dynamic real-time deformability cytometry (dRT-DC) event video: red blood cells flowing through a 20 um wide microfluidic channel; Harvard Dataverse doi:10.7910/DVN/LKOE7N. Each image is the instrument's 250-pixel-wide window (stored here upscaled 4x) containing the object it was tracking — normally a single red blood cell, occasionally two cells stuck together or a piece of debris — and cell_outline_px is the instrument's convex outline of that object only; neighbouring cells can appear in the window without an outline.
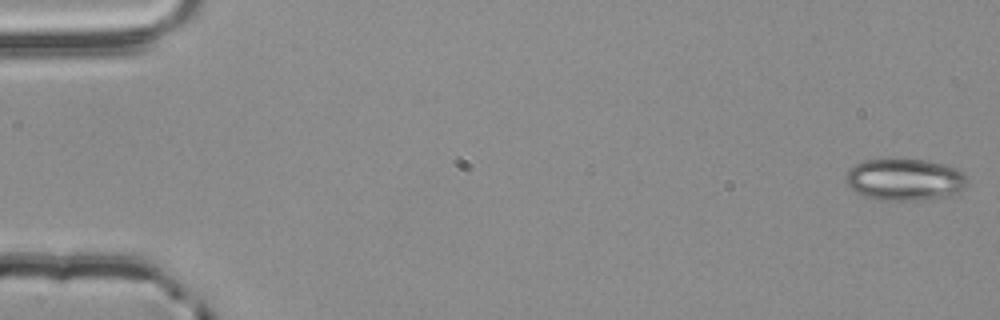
{"species": "common noctule bat (a hibernating species)", "species_latin": "Nyctalus noctula", "temperature_condition": "room temperature", "stored_images_in_passage": 50, "camera_frame_rate_fps": 3000, "um_per_image_px": 0.085, "animal": {"sex": "male", "body_mass_g": 20.4}, "frame": {"image": 1, "passage_image": 1, "time_ms": 0.0, "image_size_px": [1000, 320], "cell_outline_px": [[968, 184], [960, 192], [944, 196], [912, 200], [880, 200], [864, 196], [856, 192], [848, 184], [844, 176], [856, 164], [864, 160], [924, 160], [944, 164], [964, 172], [968, 180]], "centroid_in_image_um": [76.93, 15.27], "position_along_channel_um": 8.1, "area_um2": 29.25}}
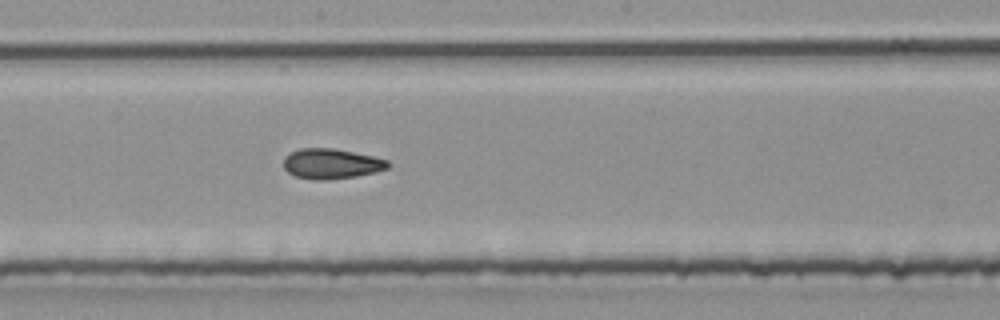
{"frame": {"image": 2, "passage_image": 30, "time_ms": 9.667, "image_size_px": [1000, 320], "cell_outline_px": [[388, 168], [376, 172], [356, 176], [328, 180], [312, 180], [296, 176], [288, 172], [284, 168], [284, 156], [300, 148], [332, 148], [372, 156], [388, 160]], "centroid_in_image_um": [28.14, 13.92], "position_along_channel_um": 220.1, "area_um2": 18.26}}
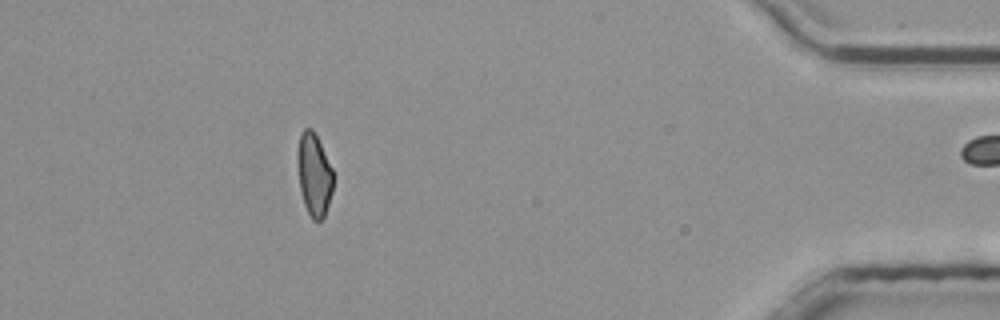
{"frame": {"image": 3, "passage_image": 49, "time_ms": 16.0, "image_size_px": [1000, 320], "cell_outline_px": [[332, 192], [324, 216], [320, 220], [312, 220], [304, 204], [300, 188], [296, 160], [296, 152], [300, 132], [304, 128], [312, 128], [332, 168]], "centroid_in_image_um": [26.66, 14.81], "position_along_channel_um": 408.5, "area_um2": 17.11}}